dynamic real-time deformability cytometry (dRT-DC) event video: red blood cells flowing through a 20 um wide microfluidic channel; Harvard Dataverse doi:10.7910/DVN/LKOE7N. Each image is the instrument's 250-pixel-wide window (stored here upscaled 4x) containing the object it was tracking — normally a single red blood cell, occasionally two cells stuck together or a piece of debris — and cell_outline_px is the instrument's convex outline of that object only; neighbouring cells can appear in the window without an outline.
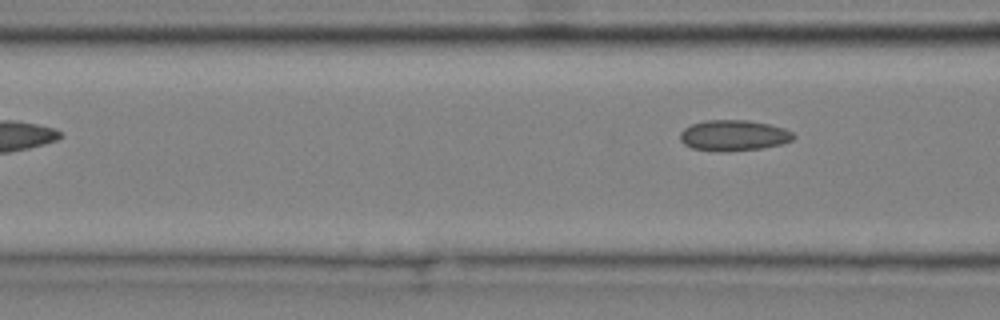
{"species": "common noctule bat (a hibernating species)", "species_latin": "Nyctalus noctula", "temperature_condition": "cold", "stored_images_in_passage": 6, "camera_frame_rate_fps": 3000, "um_per_image_px": 0.085, "animal": {"sex": "male", "body_mass_g": 20.4}, "frame": {"image": 1, "passage_image": 6, "time_ms": 1.667, "image_size_px": [1000, 320], "cell_outline_px": [[796, 136], [792, 140], [780, 144], [760, 148], [728, 152], [716, 152], [692, 148], [684, 144], [680, 140], [680, 132], [684, 128], [692, 124], [704, 120], [748, 120], [768, 124], [784, 128], [792, 132]], "centroid_in_image_um": [62.33, 11.52], "position_along_channel_um": 104.3, "area_um2": 20.46}}